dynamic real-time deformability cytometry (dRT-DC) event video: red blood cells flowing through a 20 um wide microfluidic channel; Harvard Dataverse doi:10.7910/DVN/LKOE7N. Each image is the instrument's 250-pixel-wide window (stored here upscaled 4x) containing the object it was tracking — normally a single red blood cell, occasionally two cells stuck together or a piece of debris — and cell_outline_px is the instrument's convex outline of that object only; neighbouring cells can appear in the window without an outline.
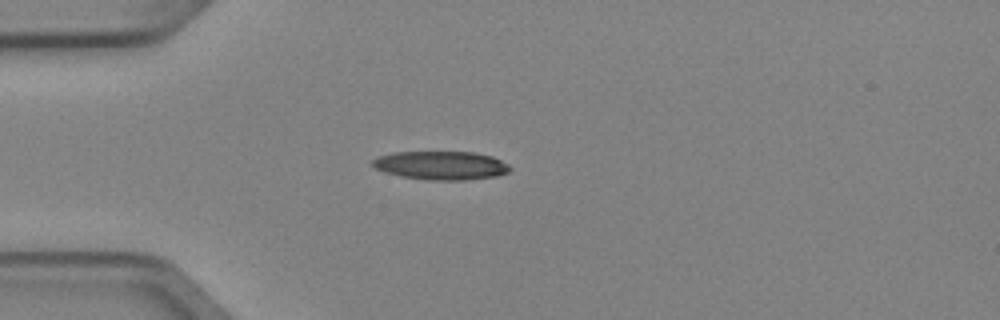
{"species": "Egyptian fruit bat (a non-hibernating species)", "species_latin": "Rousettus aegyptiacus", "temperature_condition": "cold", "stored_images_in_passage": 2, "camera_frame_rate_fps": 3000, "um_per_image_px": 0.085, "animal": {"sex": "female"}, "frame": {"image": 1, "passage_image": 1, "time_ms": 0.0, "image_size_px": [1000, 320], "cell_outline_px": [[512, 168], [508, 172], [496, 176], [464, 180], [428, 180], [404, 176], [384, 172], [376, 168], [372, 164], [372, 160], [380, 156], [392, 152], [472, 152], [492, 156], [508, 164]], "centroid_in_image_um": [37.51, 14.06], "position_along_channel_um": 47.5, "area_um2": 22.72}}